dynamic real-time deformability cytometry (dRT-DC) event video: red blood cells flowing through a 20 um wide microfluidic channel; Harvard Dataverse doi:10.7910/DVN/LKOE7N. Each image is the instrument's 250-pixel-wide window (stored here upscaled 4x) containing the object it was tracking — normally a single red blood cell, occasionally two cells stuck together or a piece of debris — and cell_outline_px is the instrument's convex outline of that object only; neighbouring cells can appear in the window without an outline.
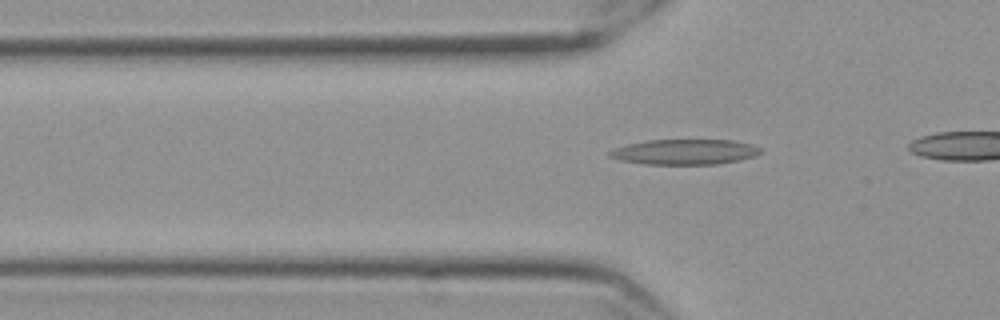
{"species": "Egyptian fruit bat (a non-hibernating species)", "species_latin": "Rousettus aegyptiacus", "temperature_condition": "cold", "stored_images_in_passage": 35, "camera_frame_rate_fps": 3000, "um_per_image_px": 0.085, "frame": {"image": 1, "passage_image": 15, "time_ms": 4.667, "image_size_px": [1000, 320], "cell_outline_px": [[760, 152], [756, 156], [740, 160], [720, 164], [644, 164], [620, 160], [608, 156], [608, 152], [616, 148], [628, 144], [648, 140], [732, 140], [752, 144], [760, 148]], "centroid_in_image_um": [58.22, 12.91], "position_along_channel_um": 67.6, "area_um2": 22.2}}
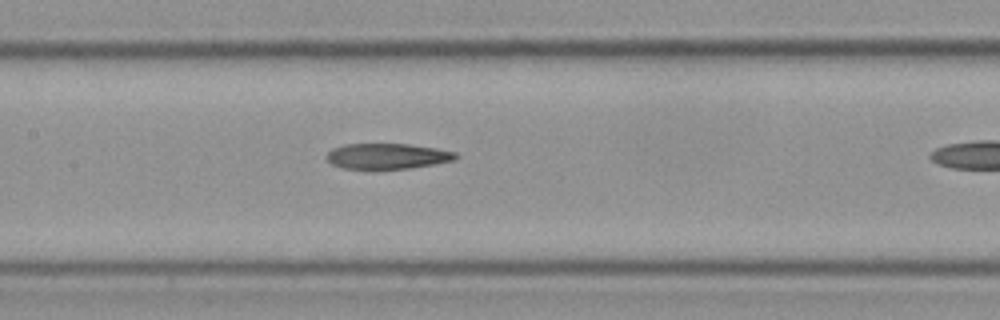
{"frame": {"image": 2, "passage_image": 24, "time_ms": 7.667, "image_size_px": [1000, 320], "cell_outline_px": [[460, 156], [456, 160], [408, 168], [372, 172], [340, 168], [332, 164], [324, 156], [332, 148], [344, 144], [408, 144], [436, 148], [456, 152]], "centroid_in_image_um": [32.86, 13.31], "position_along_channel_um": 174.5, "area_um2": 20.11}}
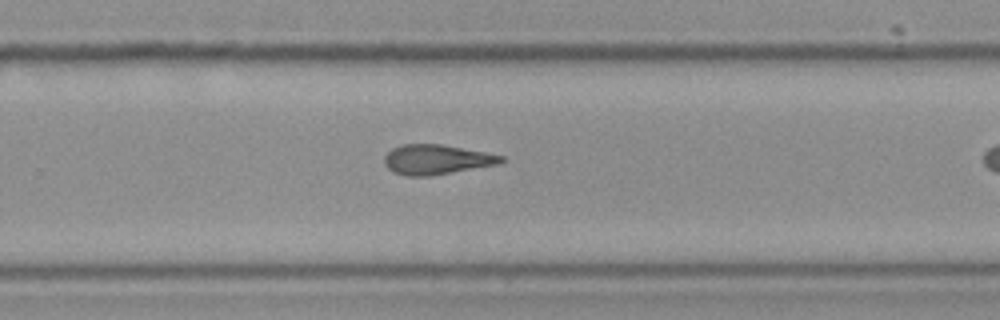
{"frame": {"image": 3, "passage_image": 34, "time_ms": 11.0, "image_size_px": [1000, 320], "cell_outline_px": [[504, 160], [500, 164], [428, 176], [408, 176], [392, 172], [384, 164], [384, 156], [392, 148], [400, 144], [440, 144], [484, 152], [504, 156]], "centroid_in_image_um": [37.07, 13.56], "position_along_channel_um": 292.7, "area_um2": 20.23}}